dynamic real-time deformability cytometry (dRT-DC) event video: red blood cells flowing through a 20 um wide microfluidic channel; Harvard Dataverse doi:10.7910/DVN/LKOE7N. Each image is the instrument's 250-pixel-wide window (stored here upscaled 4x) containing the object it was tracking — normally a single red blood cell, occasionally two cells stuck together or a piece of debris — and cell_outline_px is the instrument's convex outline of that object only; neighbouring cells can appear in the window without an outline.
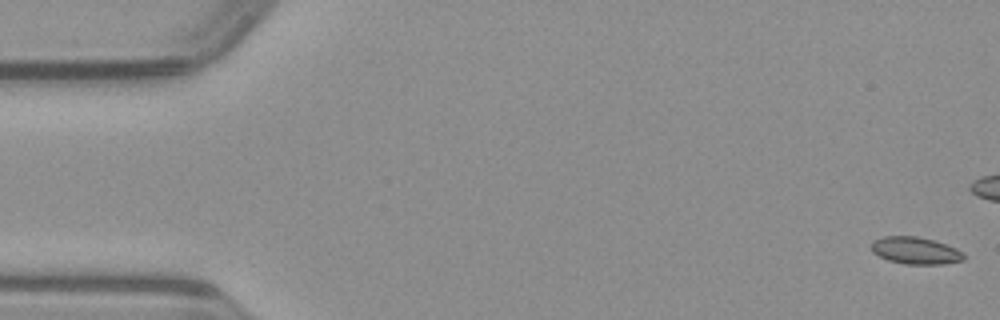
{"species": "common noctule bat (a hibernating species)", "species_latin": "Nyctalus noctula", "temperature_condition": "warm", "stored_images_in_passage": 51, "camera_frame_rate_fps": 3000, "um_per_image_px": 0.085, "animal": {"sex": "male", "body_mass_g": 23.1, "forearm_length_mm": 52.7}, "frame": {"image": 1, "passage_image": 1, "time_ms": 0.0, "image_size_px": [1000, 320], "cell_outline_px": [[964, 260], [944, 264], [904, 264], [888, 260], [872, 252], [872, 240], [884, 236], [916, 236], [932, 240], [956, 248], [964, 252]], "centroid_in_image_um": [77.81, 21.3], "position_along_channel_um": 7.2, "area_um2": 14.57}}
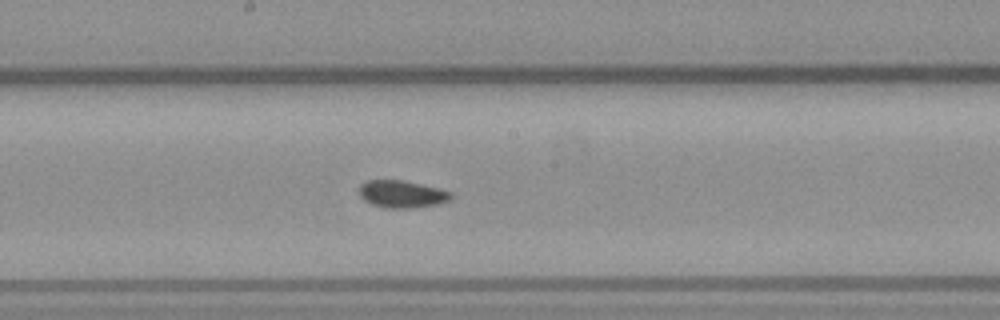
{"frame": {"image": 2, "passage_image": 26, "time_ms": 8.333, "image_size_px": [1000, 320], "cell_outline_px": [[452, 200], [440, 204], [412, 208], [384, 208], [372, 204], [364, 200], [360, 196], [360, 184], [368, 180], [404, 180], [440, 188], [452, 192]], "centroid_in_image_um": [34.21, 16.5], "position_along_channel_um": 214.0, "area_um2": 14.85}}
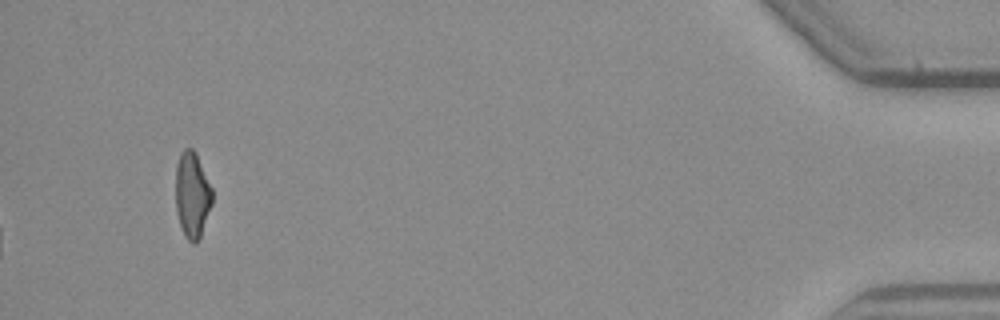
{"frame": {"image": 3, "passage_image": 51, "time_ms": 16.667, "image_size_px": [1000, 320], "cell_outline_px": [[212, 204], [200, 236], [196, 244], [192, 244], [184, 236], [176, 212], [176, 164], [180, 152], [184, 148], [192, 148], [196, 152], [212, 188]], "centroid_in_image_um": [16.33, 16.55], "position_along_channel_um": 418.9, "area_um2": 18.44}}